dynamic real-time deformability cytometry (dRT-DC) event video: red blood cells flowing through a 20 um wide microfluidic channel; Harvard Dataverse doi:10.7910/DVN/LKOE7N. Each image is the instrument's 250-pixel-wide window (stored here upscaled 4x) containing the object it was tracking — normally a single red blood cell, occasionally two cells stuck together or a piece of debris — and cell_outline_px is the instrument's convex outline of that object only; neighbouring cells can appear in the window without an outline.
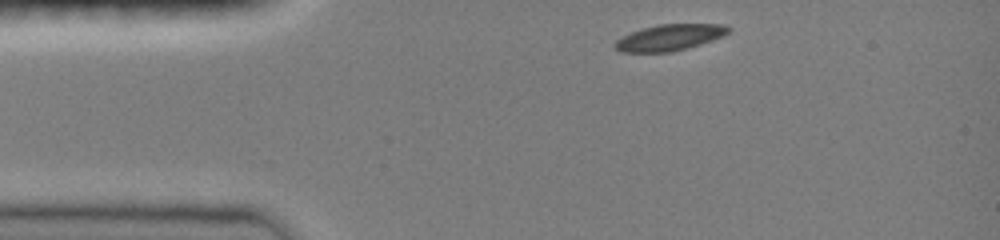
{"species": "common noctule bat (a hibernating species)", "species_latin": "Nyctalus noctula", "temperature_condition": "room temperature", "stored_images_in_passage": 19, "camera_frame_rate_fps": 3000, "um_per_image_px": 0.085, "animal": {"sex": "female", "body_mass_g": 19.0, "forearm_length_mm": 51.5}, "frame": {"image": 1, "passage_image": 1, "time_ms": 0.0, "image_size_px": [1000, 240], "cell_outline_px": [[732, 28], [728, 32], [712, 40], [688, 48], [672, 52], [620, 52], [612, 44], [616, 40], [632, 32], [644, 28], [660, 24], [724, 24]], "centroid_in_image_um": [56.91, 3.19], "position_along_channel_um": 28.1, "area_um2": 17.17}}
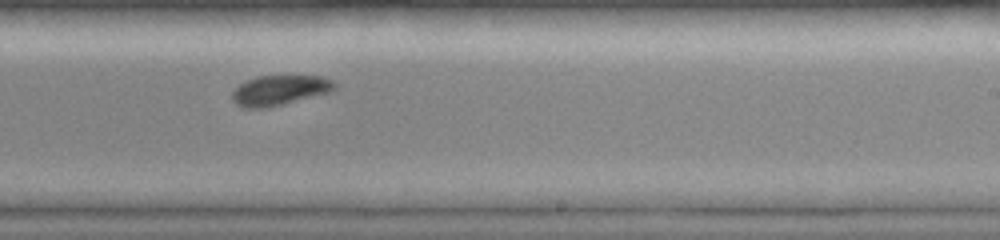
{"frame": {"image": 2, "passage_image": 11, "time_ms": 3.333, "image_size_px": [1000, 240], "cell_outline_px": [[336, 88], [328, 92], [280, 104], [260, 108], [244, 108], [236, 104], [232, 100], [232, 92], [240, 84], [256, 76], [320, 76], [332, 80], [336, 84]], "centroid_in_image_um": [23.73, 7.66], "position_along_channel_um": 265.3, "area_um2": 17.46}}
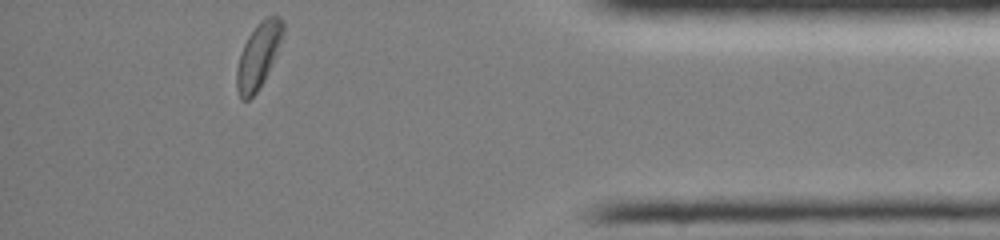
{"frame": {"image": 3, "passage_image": 19, "time_ms": 6.0, "image_size_px": [1000, 240], "cell_outline_px": [[284, 36], [264, 80], [256, 92], [248, 100], [240, 100], [236, 88], [236, 68], [244, 44], [248, 36], [260, 20], [268, 16], [280, 16], [284, 20]], "centroid_in_image_um": [21.97, 4.71], "position_along_channel_um": 413.2, "area_um2": 17.63}}